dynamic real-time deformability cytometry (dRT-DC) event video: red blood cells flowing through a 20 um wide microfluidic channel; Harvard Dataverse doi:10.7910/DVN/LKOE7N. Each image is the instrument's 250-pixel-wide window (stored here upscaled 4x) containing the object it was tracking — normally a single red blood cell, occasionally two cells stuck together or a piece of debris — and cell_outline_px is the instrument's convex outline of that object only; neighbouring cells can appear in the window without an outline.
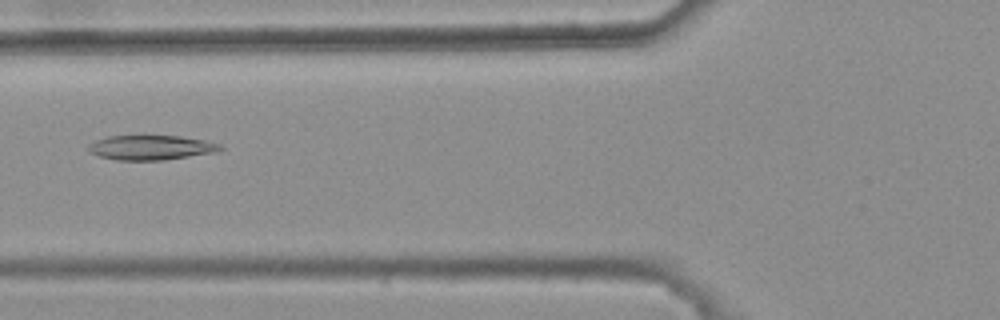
{"species": "common noctule bat (a hibernating species)", "species_latin": "Nyctalus noctula", "temperature_condition": "warm", "stored_images_in_passage": 2, "camera_frame_rate_fps": 3000, "um_per_image_px": 0.085, "animal": {"sex": "female", "body_mass_g": 25.1}, "frame": {"image": 1, "passage_image": 2, "time_ms": 0.333, "image_size_px": [1000, 320], "cell_outline_px": [[224, 148], [216, 152], [164, 160], [116, 160], [100, 156], [88, 152], [88, 144], [96, 140], [108, 136], [180, 136], [204, 140], [220, 144]], "centroid_in_image_um": [12.82, 12.54], "position_along_channel_um": 113.0, "area_um2": 18.9}}